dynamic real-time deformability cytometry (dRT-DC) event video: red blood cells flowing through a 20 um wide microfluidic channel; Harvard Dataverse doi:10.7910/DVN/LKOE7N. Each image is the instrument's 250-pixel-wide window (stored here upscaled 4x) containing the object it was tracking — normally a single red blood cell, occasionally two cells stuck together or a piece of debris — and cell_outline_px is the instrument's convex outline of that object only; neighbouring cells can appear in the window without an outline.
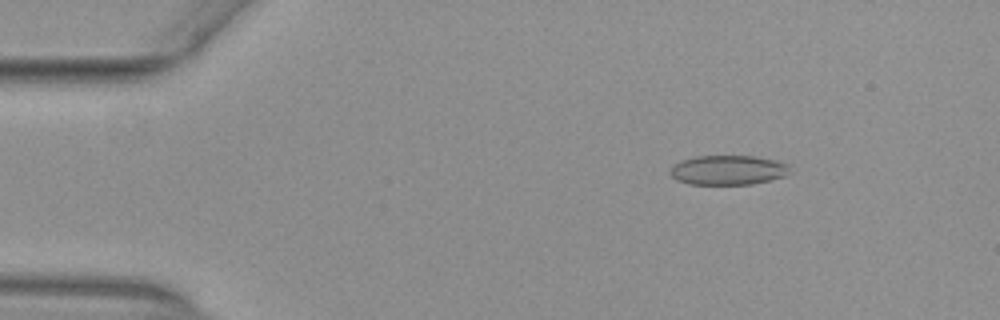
{"species": "common noctule bat (a hibernating species)", "species_latin": "Nyctalus noctula", "temperature_condition": "warm", "stored_images_in_passage": 53, "camera_frame_rate_fps": 3000, "um_per_image_px": 0.085, "animal": {"sex": "female", "body_mass_g": 29.2, "forearm_length_mm": 56.3}, "frame": {"image": 1, "passage_image": 8, "time_ms": 2.333, "image_size_px": [1000, 320], "cell_outline_px": [[788, 172], [784, 176], [752, 184], [688, 184], [676, 180], [672, 176], [672, 168], [680, 160], [696, 156], [752, 156], [776, 160], [788, 164]], "centroid_in_image_um": [61.87, 14.45], "position_along_channel_um": 23.1, "area_um2": 20.35}}
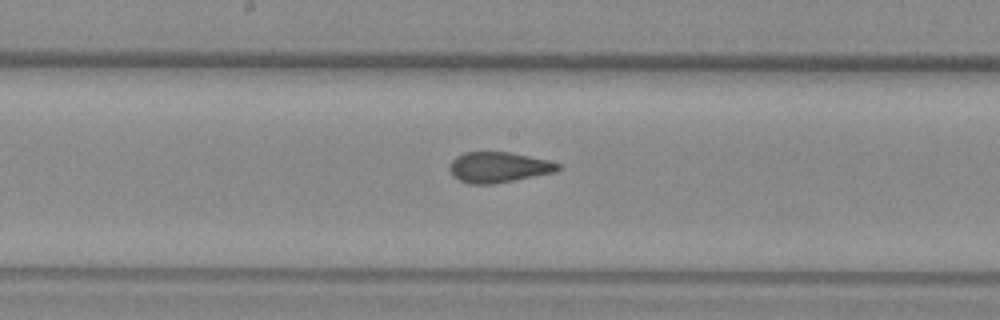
{"frame": {"image": 2, "passage_image": 28, "time_ms": 9.0, "image_size_px": [1000, 320], "cell_outline_px": [[560, 168], [556, 172], [492, 184], [468, 184], [452, 176], [448, 168], [448, 164], [456, 156], [464, 152], [512, 152], [548, 160], [560, 164]], "centroid_in_image_um": [42.34, 14.21], "position_along_channel_um": 205.9, "area_um2": 19.42}}
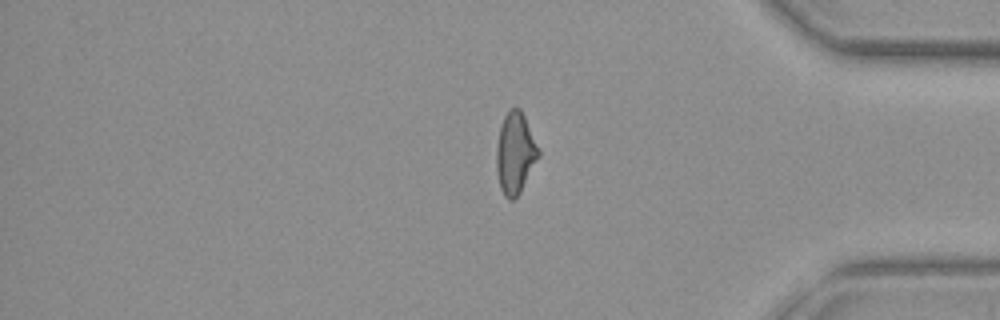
{"frame": {"image": 3, "passage_image": 44, "time_ms": 14.333, "image_size_px": [1000, 320], "cell_outline_px": [[540, 156], [520, 192], [512, 200], [508, 200], [504, 196], [500, 188], [496, 172], [496, 148], [500, 128], [504, 116], [512, 108], [520, 108], [540, 148]], "centroid_in_image_um": [43.8, 13.04], "position_along_channel_um": 391.4, "area_um2": 20.0}, "authors_computed_cell_mechanics": {"area_um2": 19.9988, "velocity_mm_per_s": 3.9377, "shape_relaxation_time_tau1_ms": null, "shape_relaxation_time_tau2_ms": 1.3136, "deformation_change_tau1": null, "deformation_change_tau2": 0.0849}}